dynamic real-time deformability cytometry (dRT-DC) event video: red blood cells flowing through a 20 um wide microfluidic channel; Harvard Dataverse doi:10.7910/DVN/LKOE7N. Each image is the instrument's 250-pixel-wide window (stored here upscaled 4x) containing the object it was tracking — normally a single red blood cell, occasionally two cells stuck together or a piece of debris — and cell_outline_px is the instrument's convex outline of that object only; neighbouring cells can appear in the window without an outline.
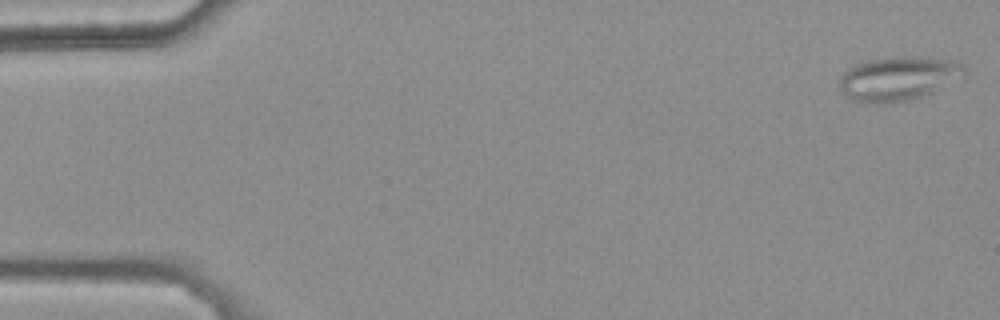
{"species": "common noctule bat (a hibernating species)", "species_latin": "Nyctalus noctula", "temperature_condition": "warm", "stored_images_in_passage": 15, "camera_frame_rate_fps": 3000, "um_per_image_px": 0.085, "animal": {"sex": "female", "body_mass_g": 25.1}, "frame": {"image": 1, "passage_image": 1, "time_ms": 0.0, "image_size_px": [1000, 320], "cell_outline_px": [[968, 72], [964, 76], [932, 92], [908, 100], [884, 104], [868, 104], [852, 100], [844, 96], [840, 92], [840, 76], [848, 68], [856, 64], [868, 60], [900, 56], [916, 56], [956, 60], [964, 64]], "centroid_in_image_um": [76.35, 6.67], "position_along_channel_um": 8.6, "area_um2": 32.54}}